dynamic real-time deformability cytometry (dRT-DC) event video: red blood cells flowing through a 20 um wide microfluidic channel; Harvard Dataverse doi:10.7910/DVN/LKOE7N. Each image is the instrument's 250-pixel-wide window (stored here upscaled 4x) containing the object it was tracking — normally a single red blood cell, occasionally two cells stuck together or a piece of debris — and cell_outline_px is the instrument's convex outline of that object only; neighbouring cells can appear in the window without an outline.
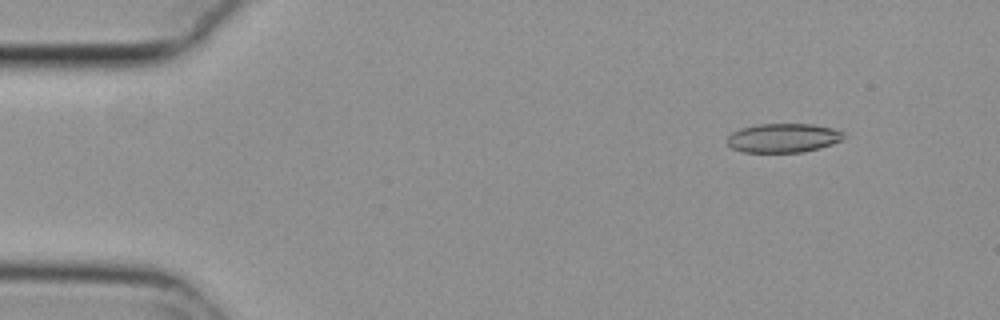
{"species": "common noctule bat (a hibernating species)", "species_latin": "Nyctalus noctula", "temperature_condition": "cold", "stored_images_in_passage": 54, "camera_frame_rate_fps": 3000, "um_per_image_px": 0.085, "animal": {"sex": "female", "body_mass_g": 29.2, "forearm_length_mm": 56.3}, "frame": {"image": 1, "passage_image": 6, "time_ms": 1.667, "image_size_px": [1000, 320], "cell_outline_px": [[848, 136], [844, 140], [820, 148], [804, 152], [744, 152], [732, 148], [728, 144], [728, 136], [732, 132], [740, 128], [756, 124], [812, 124], [832, 128], [844, 132]], "centroid_in_image_um": [66.62, 11.72], "position_along_channel_um": 18.4, "area_um2": 19.94}}
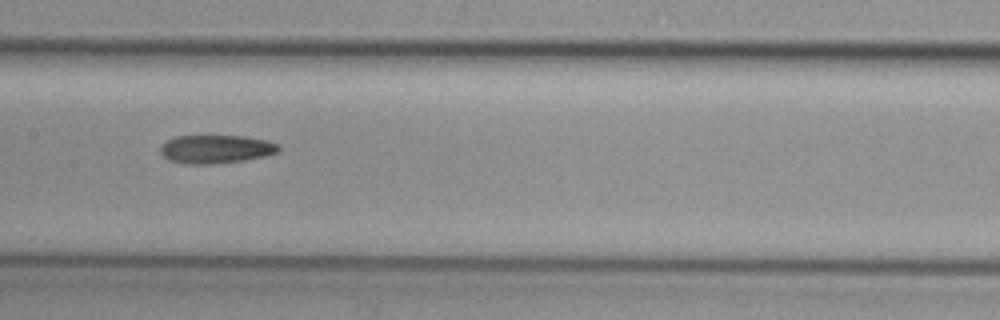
{"frame": {"image": 2, "passage_image": 27, "time_ms": 8.667, "image_size_px": [1000, 320], "cell_outline_px": [[280, 152], [264, 156], [244, 160], [212, 164], [184, 164], [168, 160], [160, 152], [160, 148], [168, 140], [176, 136], [244, 136], [268, 140], [280, 144]], "centroid_in_image_um": [18.39, 12.68], "position_along_channel_um": 189.0, "area_um2": 19.65}}
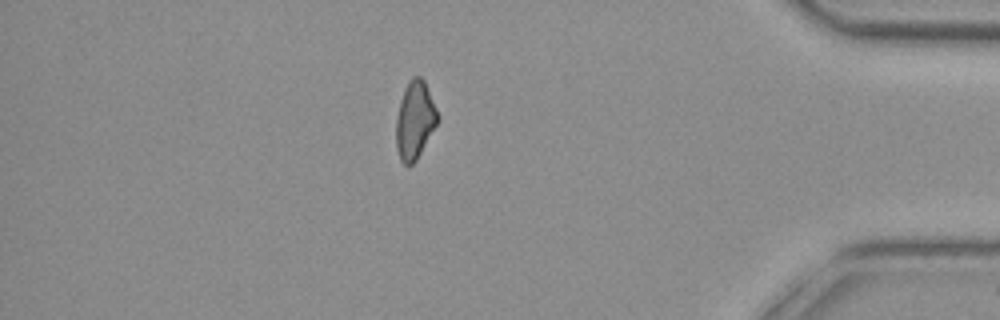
{"frame": {"image": 3, "passage_image": 47, "time_ms": 15.333, "image_size_px": [1000, 320], "cell_outline_px": [[440, 120], [416, 160], [408, 168], [400, 160], [396, 148], [396, 116], [400, 100], [404, 88], [408, 80], [412, 76], [420, 76], [424, 80], [440, 116]], "centroid_in_image_um": [35.26, 10.21], "position_along_channel_um": 399.9, "area_um2": 19.19}}